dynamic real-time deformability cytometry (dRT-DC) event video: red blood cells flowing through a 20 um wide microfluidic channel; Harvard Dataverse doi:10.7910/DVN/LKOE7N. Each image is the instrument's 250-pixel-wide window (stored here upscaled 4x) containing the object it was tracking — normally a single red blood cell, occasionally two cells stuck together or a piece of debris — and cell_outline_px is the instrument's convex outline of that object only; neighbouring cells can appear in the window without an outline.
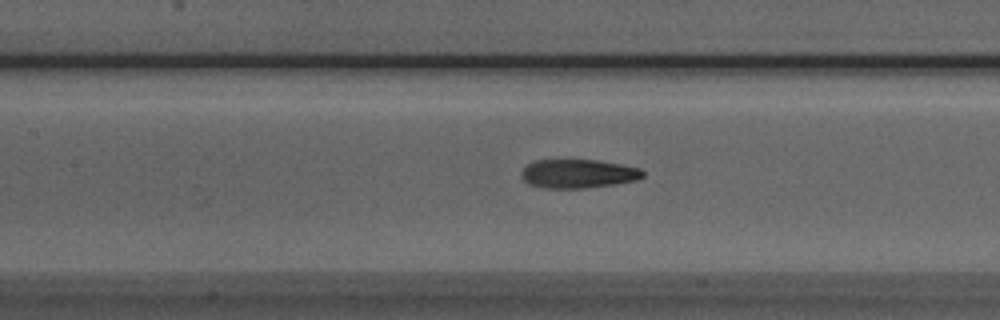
{"species": "Egyptian fruit bat (a non-hibernating species)", "species_latin": "Rousettus aegyptiacus", "temperature_condition": "room temperature", "stored_images_in_passage": 25, "camera_frame_rate_fps": 3000, "um_per_image_px": 0.085, "animal": {"sex": "male"}, "frame": {"image": 1, "passage_image": 10, "time_ms": 3.0, "image_size_px": [1000, 320], "cell_outline_px": [[644, 176], [636, 180], [616, 184], [584, 188], [544, 188], [528, 184], [520, 176], [520, 172], [528, 164], [536, 160], [596, 160], [620, 164], [640, 168], [644, 172]], "centroid_in_image_um": [49.13, 14.77], "position_along_channel_um": 158.3, "area_um2": 20.4}}
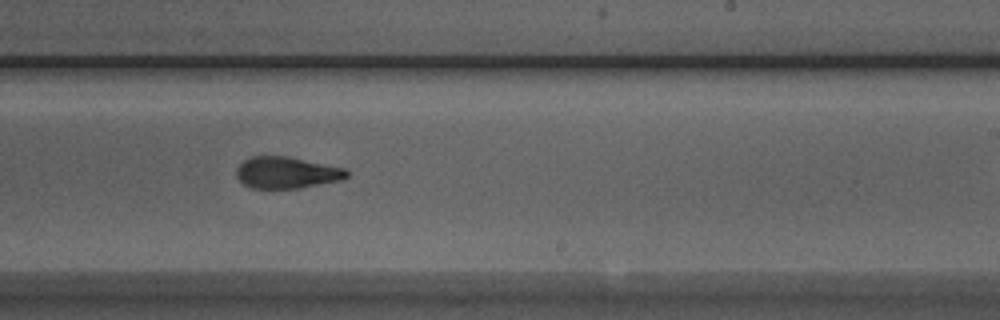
{"frame": {"image": 2, "passage_image": 18, "time_ms": 5.667, "image_size_px": [1000, 320], "cell_outline_px": [[348, 176], [340, 180], [300, 188], [252, 188], [244, 184], [236, 176], [236, 168], [248, 156], [288, 156], [348, 168]], "centroid_in_image_um": [24.37, 14.66], "position_along_channel_um": 264.6, "area_um2": 20.46}}
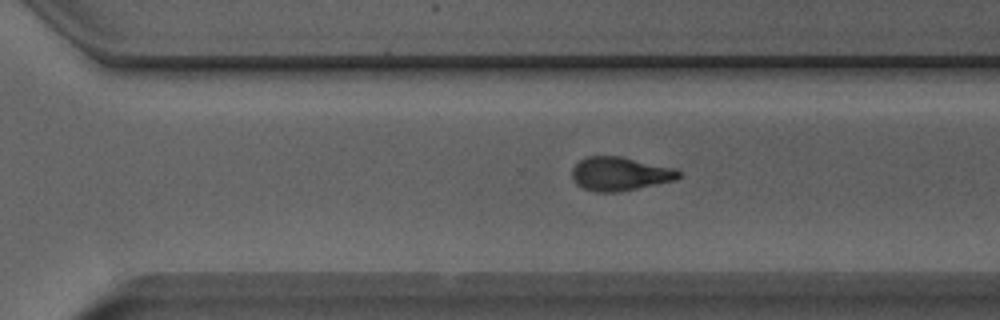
{"frame": {"image": 3, "passage_image": 22, "time_ms": 7.0, "image_size_px": [1000, 320], "cell_outline_px": [[680, 176], [676, 180], [616, 192], [596, 192], [584, 188], [576, 184], [572, 180], [572, 168], [580, 160], [588, 156], [620, 156], [676, 168], [680, 172]], "centroid_in_image_um": [52.68, 14.77], "position_along_channel_um": 317.9, "area_um2": 20.87}}